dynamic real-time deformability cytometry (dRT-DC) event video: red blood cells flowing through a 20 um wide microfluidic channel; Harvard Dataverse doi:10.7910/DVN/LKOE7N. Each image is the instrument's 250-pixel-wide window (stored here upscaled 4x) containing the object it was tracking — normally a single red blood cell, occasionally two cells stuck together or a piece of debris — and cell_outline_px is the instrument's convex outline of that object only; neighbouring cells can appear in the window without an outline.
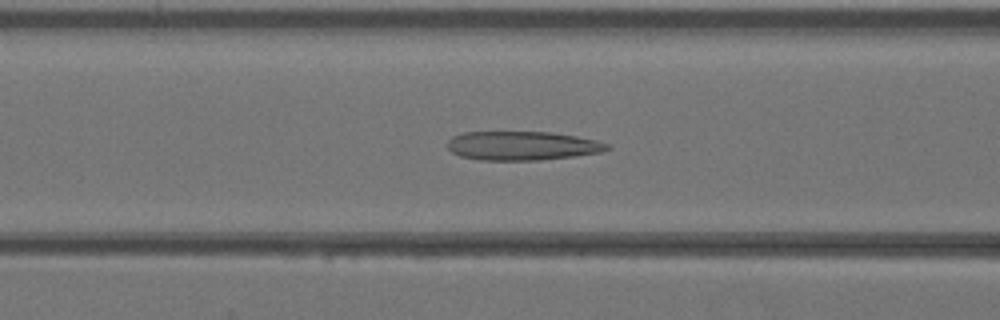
{"species": "Egyptian fruit bat (a non-hibernating species)", "species_latin": "Rousettus aegyptiacus", "temperature_condition": "warm", "stored_images_in_passage": 41, "camera_frame_rate_fps": 3000, "um_per_image_px": 0.085, "animal": {"sex": "female"}, "frame": {"image": 1, "passage_image": 17, "time_ms": 5.333, "image_size_px": [1000, 320], "cell_outline_px": [[612, 148], [600, 152], [572, 156], [540, 160], [480, 160], [460, 156], [452, 152], [448, 148], [448, 140], [452, 136], [464, 132], [552, 132], [576, 136], [596, 140], [612, 144]], "centroid_in_image_um": [44.4, 12.38], "position_along_channel_um": 122.2, "area_um2": 26.99}}
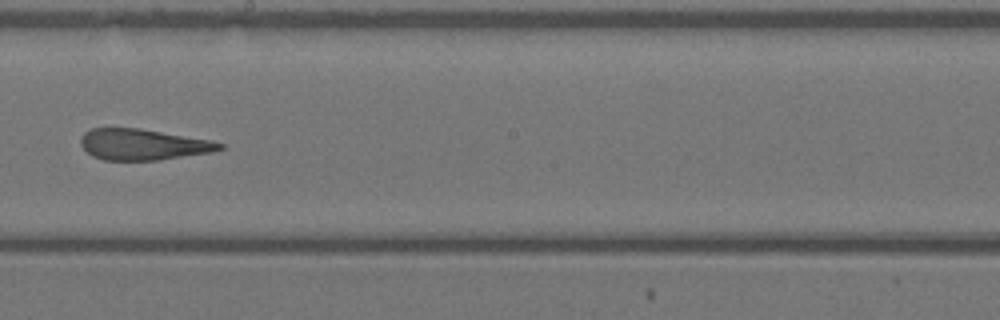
{"frame": {"image": 2, "passage_image": 24, "time_ms": 7.667, "image_size_px": [1000, 320], "cell_outline_px": [[224, 148], [216, 152], [160, 160], [104, 160], [92, 156], [80, 144], [80, 140], [84, 132], [92, 128], [140, 128], [212, 140], [224, 144]], "centroid_in_image_um": [12.2, 12.28], "position_along_channel_um": 236.0, "area_um2": 25.37}}
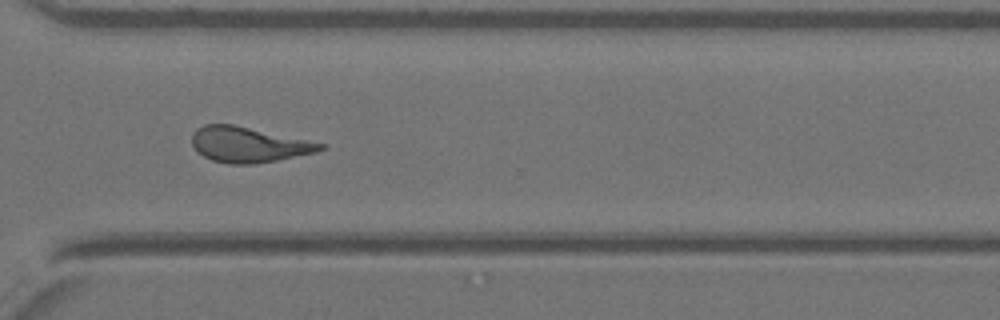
{"frame": {"image": 3, "passage_image": 31, "time_ms": 10.0, "image_size_px": [1000, 320], "cell_outline_px": [[328, 148], [316, 152], [276, 160], [252, 164], [228, 164], [212, 160], [196, 152], [192, 144], [192, 136], [196, 128], [204, 124], [232, 124], [308, 140], [324, 144]], "centroid_in_image_um": [21.09, 12.29], "position_along_channel_um": 349.5, "area_um2": 26.36}}